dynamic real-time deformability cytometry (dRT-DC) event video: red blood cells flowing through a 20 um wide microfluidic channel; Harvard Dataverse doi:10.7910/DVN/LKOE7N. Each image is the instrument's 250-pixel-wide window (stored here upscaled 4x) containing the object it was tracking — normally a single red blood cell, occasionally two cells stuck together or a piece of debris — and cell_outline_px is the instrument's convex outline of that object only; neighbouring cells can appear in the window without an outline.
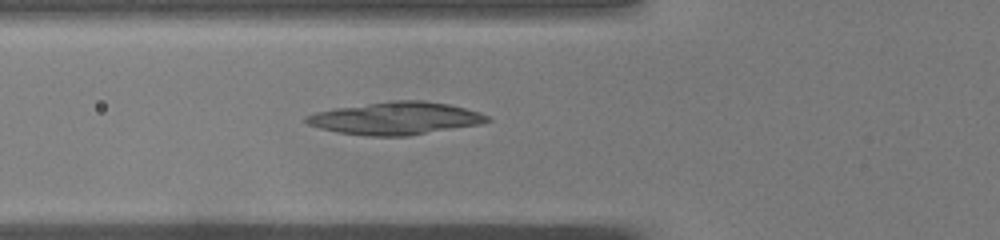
{"species": "common noctule bat (a hibernating species)", "species_latin": "Nyctalus noctula", "temperature_condition": "warm", "stored_images_in_passage": 31, "camera_frame_rate_fps": 3000, "um_per_image_px": 0.085, "animal": {"sex": "male", "body_mass_g": 19.0, "forearm_length_mm": 50.8}, "frame": {"image": 1, "passage_image": 3, "time_ms": 0.667, "image_size_px": [1000, 240], "cell_outline_px": [[492, 120], [480, 124], [408, 136], [368, 136], [336, 132], [320, 128], [308, 124], [304, 120], [304, 116], [316, 112], [336, 108], [388, 100], [424, 100], [448, 104], [480, 112], [488, 116]], "centroid_in_image_um": [33.62, 10.05], "position_along_channel_um": 92.2, "area_um2": 34.45}}
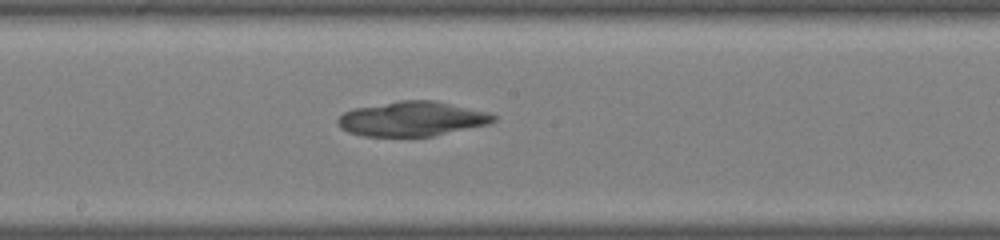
{"frame": {"image": 2, "passage_image": 12, "time_ms": 3.667, "image_size_px": [1000, 240], "cell_outline_px": [[496, 120], [492, 124], [432, 136], [364, 136], [348, 132], [340, 128], [336, 120], [344, 112], [352, 108], [400, 100], [436, 100], [488, 112], [496, 116]], "centroid_in_image_um": [35.04, 10.1], "position_along_channel_um": 213.2, "area_um2": 31.73}}
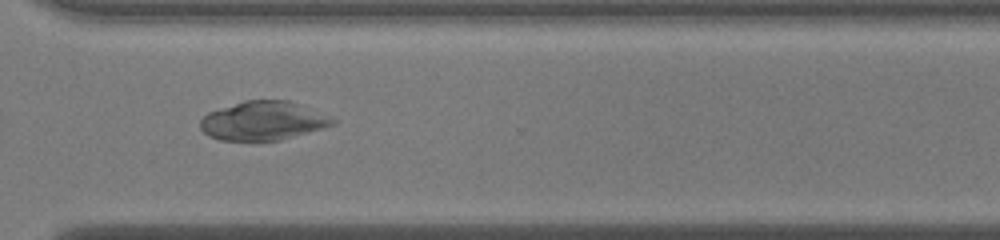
{"frame": {"image": 3, "passage_image": 22, "time_ms": 7.0, "image_size_px": [1000, 240], "cell_outline_px": [[336, 124], [324, 128], [280, 140], [220, 140], [208, 136], [200, 128], [200, 120], [208, 112], [244, 100], [288, 100], [332, 116], [336, 120]], "centroid_in_image_um": [22.38, 10.26], "position_along_channel_um": 348.2, "area_um2": 30.0}}